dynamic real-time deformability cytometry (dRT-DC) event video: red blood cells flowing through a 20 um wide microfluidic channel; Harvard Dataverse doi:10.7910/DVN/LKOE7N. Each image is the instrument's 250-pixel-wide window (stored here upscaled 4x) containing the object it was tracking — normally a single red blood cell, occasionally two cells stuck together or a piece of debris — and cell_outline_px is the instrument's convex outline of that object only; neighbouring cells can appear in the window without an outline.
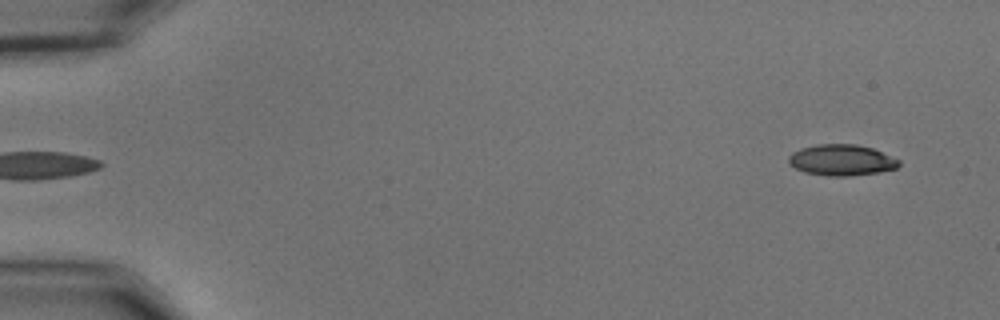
{"species": "common noctule bat (a hibernating species)", "species_latin": "Nyctalus noctula", "temperature_condition": "cold", "stored_images_in_passage": 18, "camera_frame_rate_fps": 3000, "um_per_image_px": 0.085, "animal": {"sex": "male", "body_mass_g": 15.6}, "frame": {"image": 1, "passage_image": 1, "time_ms": 0.0, "image_size_px": [1000, 320], "cell_outline_px": [[900, 164], [896, 168], [876, 172], [848, 176], [828, 176], [804, 172], [788, 164], [788, 156], [792, 152], [800, 148], [820, 144], [856, 144], [872, 148], [900, 160]], "centroid_in_image_um": [71.49, 13.6], "position_along_channel_um": 13.5, "area_um2": 19.88}}
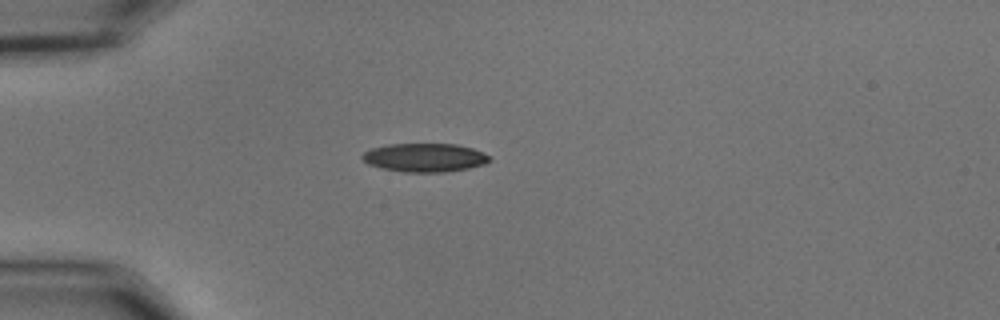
{"frame": {"image": 2, "passage_image": 13, "time_ms": 4.0, "image_size_px": [1000, 320], "cell_outline_px": [[492, 160], [484, 164], [468, 168], [444, 172], [404, 172], [380, 168], [368, 164], [360, 156], [364, 152], [372, 148], [388, 144], [456, 144], [472, 148], [492, 156]], "centroid_in_image_um": [36.11, 13.39], "position_along_channel_um": 48.9, "area_um2": 21.27}}